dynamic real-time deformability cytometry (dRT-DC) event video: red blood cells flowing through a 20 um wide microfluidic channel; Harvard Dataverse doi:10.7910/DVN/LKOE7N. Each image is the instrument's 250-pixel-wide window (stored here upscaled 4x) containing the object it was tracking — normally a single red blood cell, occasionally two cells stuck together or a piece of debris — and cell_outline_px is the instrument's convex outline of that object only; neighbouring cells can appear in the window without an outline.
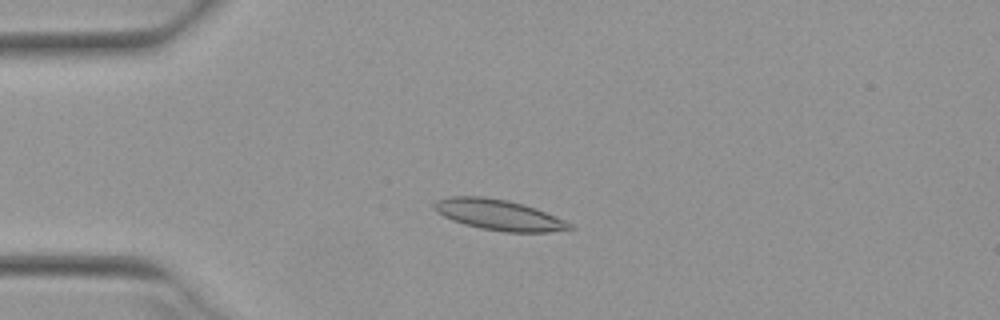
{"species": "Egyptian fruit bat (a non-hibernating species)", "species_latin": "Rousettus aegyptiacus", "temperature_condition": "warm", "stored_images_in_passage": 49, "camera_frame_rate_fps": 3000, "um_per_image_px": 0.085, "animal": {"sex": "female"}, "frame": {"image": 1, "passage_image": 10, "time_ms": 3.0, "image_size_px": [1000, 320], "cell_outline_px": [[576, 228], [548, 232], [504, 232], [480, 228], [464, 224], [452, 220], [444, 216], [432, 204], [436, 200], [448, 196], [484, 196], [508, 200], [524, 204], [536, 208], [564, 220], [572, 224]], "centroid_in_image_um": [42.41, 18.26], "position_along_channel_um": 42.6, "area_um2": 24.16}}
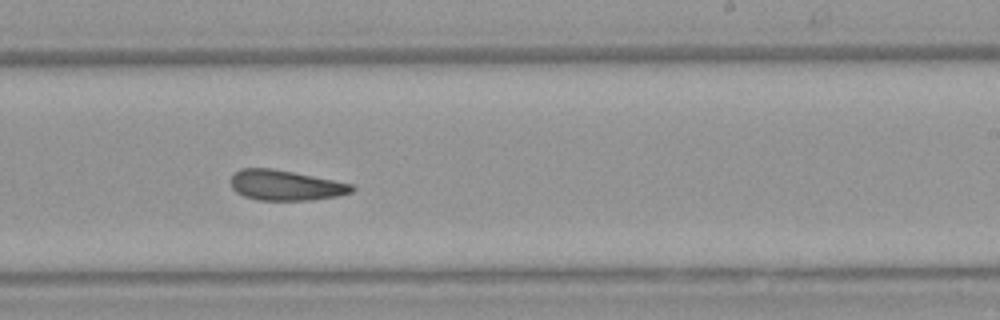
{"frame": {"image": 2, "passage_image": 29, "time_ms": 9.333, "image_size_px": [1000, 320], "cell_outline_px": [[356, 188], [352, 192], [336, 196], [312, 200], [260, 200], [244, 196], [236, 192], [232, 188], [232, 176], [240, 168], [272, 168], [352, 184]], "centroid_in_image_um": [24.26, 15.75], "position_along_channel_um": 264.7, "area_um2": 21.1}}
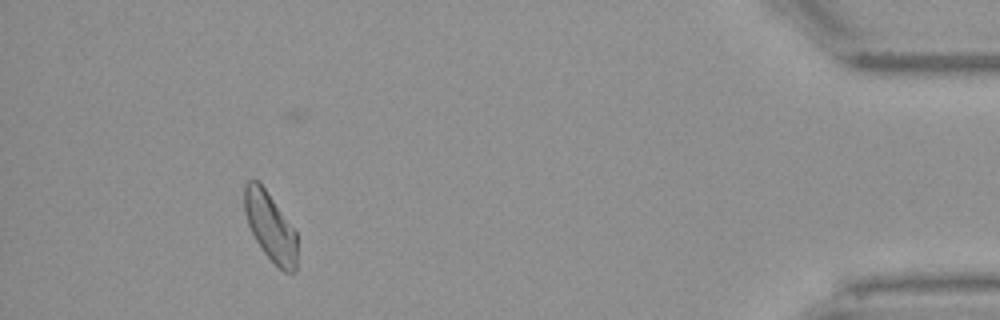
{"frame": {"image": 3, "passage_image": 45, "time_ms": 14.667, "image_size_px": [1000, 320], "cell_outline_px": [[296, 268], [292, 272], [284, 272], [264, 252], [256, 240], [248, 224], [244, 212], [244, 184], [248, 180], [256, 180], [264, 188], [296, 232]], "centroid_in_image_um": [22.95, 19.26], "position_along_channel_um": 412.3, "area_um2": 20.46}, "authors_computed_cell_mechanics": {"area_um2": 22.1374, "velocity_mm_per_s": 3.9205, "shape_relaxation_time_tau1_ms": null, "shape_relaxation_time_tau2_ms": 6.7163, "deformation_change_tau1": null, "deformation_change_tau2": 0.1655}}